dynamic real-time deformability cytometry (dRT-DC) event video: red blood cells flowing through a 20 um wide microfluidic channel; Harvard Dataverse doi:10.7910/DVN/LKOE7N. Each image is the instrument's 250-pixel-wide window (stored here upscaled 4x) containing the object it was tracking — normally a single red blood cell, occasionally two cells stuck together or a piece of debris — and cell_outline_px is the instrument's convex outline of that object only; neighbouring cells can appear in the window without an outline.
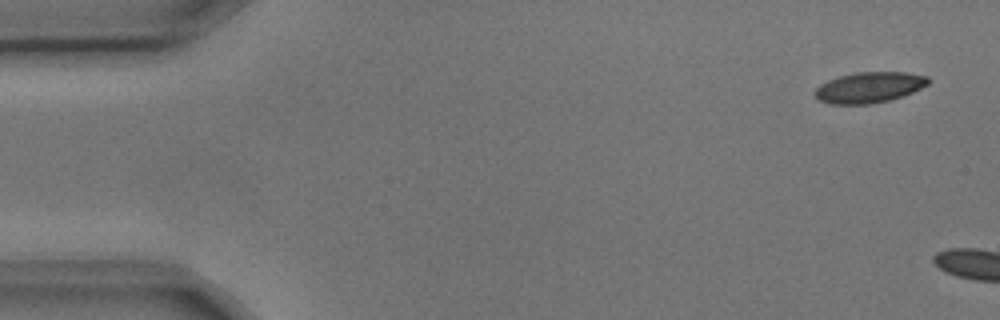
{"species": "common noctule bat (a hibernating species)", "species_latin": "Nyctalus noctula", "temperature_condition": "cold", "stored_images_in_passage": 4, "camera_frame_rate_fps": 3000, "um_per_image_px": 0.085, "animal": {"sex": "male", "body_mass_g": 17.9, "forearm_length_mm": 54.2}, "frame": {"image": 1, "passage_image": 1, "time_ms": 0.0, "image_size_px": [1000, 320], "cell_outline_px": [[932, 80], [928, 84], [912, 92], [888, 100], [872, 104], [828, 104], [816, 100], [812, 92], [820, 84], [828, 80], [840, 76], [856, 72], [908, 72], [928, 76]], "centroid_in_image_um": [73.84, 7.43], "position_along_channel_um": 11.2, "area_um2": 20.52}}